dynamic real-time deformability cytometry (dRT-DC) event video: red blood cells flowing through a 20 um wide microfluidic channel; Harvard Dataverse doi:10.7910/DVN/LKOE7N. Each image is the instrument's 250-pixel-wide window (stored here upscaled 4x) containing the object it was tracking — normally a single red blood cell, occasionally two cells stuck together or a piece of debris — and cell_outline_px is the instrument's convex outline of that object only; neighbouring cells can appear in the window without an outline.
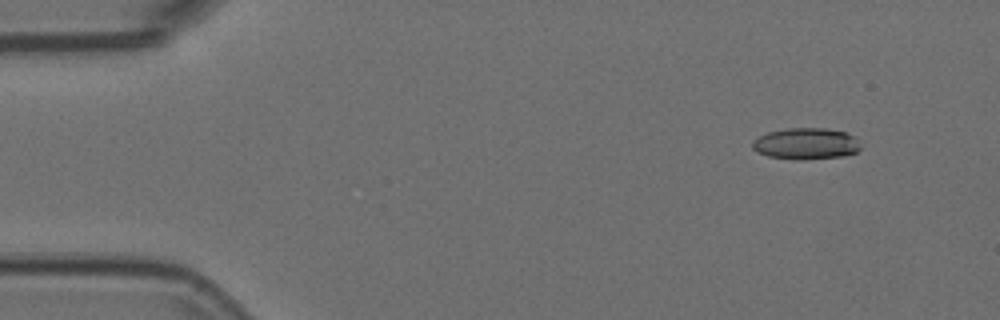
{"species": "Egyptian fruit bat (a non-hibernating species)", "species_latin": "Rousettus aegyptiacus", "temperature_condition": "room temperature", "stored_images_in_passage": 4, "camera_frame_rate_fps": 3000, "um_per_image_px": 0.085, "animal": {"sex": "female"}, "frame": {"image": 1, "passage_image": 2, "time_ms": 0.333, "image_size_px": [1000, 320], "cell_outline_px": [[860, 148], [856, 152], [844, 156], [796, 160], [768, 156], [756, 152], [752, 148], [752, 140], [768, 132], [788, 128], [824, 128], [844, 132], [856, 136]], "centroid_in_image_um": [68.49, 12.21], "position_along_channel_um": 16.5, "area_um2": 19.83}}